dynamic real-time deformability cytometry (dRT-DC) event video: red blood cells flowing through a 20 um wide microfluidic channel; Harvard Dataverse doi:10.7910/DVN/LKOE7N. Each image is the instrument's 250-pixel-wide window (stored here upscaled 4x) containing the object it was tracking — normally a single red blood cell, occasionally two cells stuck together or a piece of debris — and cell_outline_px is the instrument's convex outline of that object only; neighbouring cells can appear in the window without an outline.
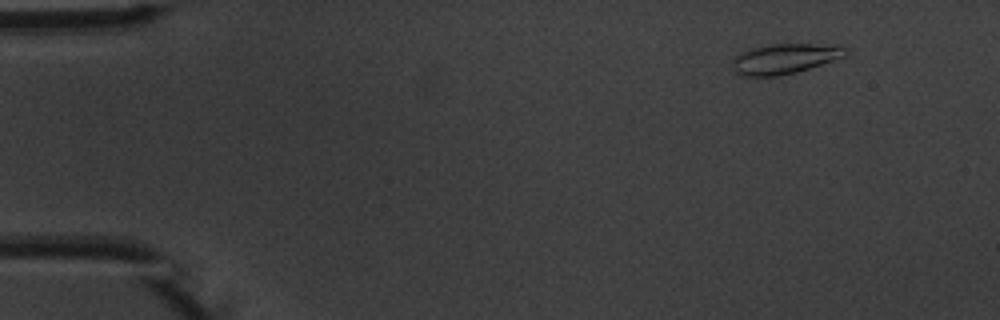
{"species": "common noctule bat (a hibernating species)", "species_latin": "Nyctalus noctula", "temperature_condition": "warm", "stored_images_in_passage": 4, "camera_frame_rate_fps": 3000, "um_per_image_px": 0.085, "animal": {"sex": "male", "body_mass_g": 20.1, "forearm_length_mm": 53.5}, "frame": {"image": 1, "passage_image": 2, "time_ms": 1.0, "image_size_px": [1000, 320], "cell_outline_px": [[848, 52], [844, 56], [796, 72], [780, 76], [740, 76], [732, 72], [732, 60], [740, 52], [752, 48], [772, 44], [836, 44], [844, 48]], "centroid_in_image_um": [66.63, 5.0], "position_along_channel_um": 18.4, "area_um2": 19.88}}